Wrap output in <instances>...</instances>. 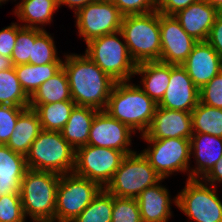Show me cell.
<instances>
[{
	"label": "cell",
	"mask_w": 222,
	"mask_h": 222,
	"mask_svg": "<svg viewBox=\"0 0 222 222\" xmlns=\"http://www.w3.org/2000/svg\"><path fill=\"white\" fill-rule=\"evenodd\" d=\"M20 194L0 197V222H25Z\"/></svg>",
	"instance_id": "obj_35"
},
{
	"label": "cell",
	"mask_w": 222,
	"mask_h": 222,
	"mask_svg": "<svg viewBox=\"0 0 222 222\" xmlns=\"http://www.w3.org/2000/svg\"><path fill=\"white\" fill-rule=\"evenodd\" d=\"M57 8V0H22L17 5L15 14L27 23L23 27L41 28L37 25L50 23Z\"/></svg>",
	"instance_id": "obj_26"
},
{
	"label": "cell",
	"mask_w": 222,
	"mask_h": 222,
	"mask_svg": "<svg viewBox=\"0 0 222 222\" xmlns=\"http://www.w3.org/2000/svg\"><path fill=\"white\" fill-rule=\"evenodd\" d=\"M219 13L206 0H198L174 16L187 34L197 41H207Z\"/></svg>",
	"instance_id": "obj_18"
},
{
	"label": "cell",
	"mask_w": 222,
	"mask_h": 222,
	"mask_svg": "<svg viewBox=\"0 0 222 222\" xmlns=\"http://www.w3.org/2000/svg\"><path fill=\"white\" fill-rule=\"evenodd\" d=\"M190 148V154L195 155L198 166L189 172L188 177L189 179L200 178L202 181L222 158V138L206 133H193L190 138Z\"/></svg>",
	"instance_id": "obj_19"
},
{
	"label": "cell",
	"mask_w": 222,
	"mask_h": 222,
	"mask_svg": "<svg viewBox=\"0 0 222 222\" xmlns=\"http://www.w3.org/2000/svg\"><path fill=\"white\" fill-rule=\"evenodd\" d=\"M4 1L6 2V1H8V0H0V5H1V2H4Z\"/></svg>",
	"instance_id": "obj_47"
},
{
	"label": "cell",
	"mask_w": 222,
	"mask_h": 222,
	"mask_svg": "<svg viewBox=\"0 0 222 222\" xmlns=\"http://www.w3.org/2000/svg\"><path fill=\"white\" fill-rule=\"evenodd\" d=\"M161 180L143 154L134 152L123 158L105 189L113 196L137 198L143 190Z\"/></svg>",
	"instance_id": "obj_7"
},
{
	"label": "cell",
	"mask_w": 222,
	"mask_h": 222,
	"mask_svg": "<svg viewBox=\"0 0 222 222\" xmlns=\"http://www.w3.org/2000/svg\"><path fill=\"white\" fill-rule=\"evenodd\" d=\"M157 106L141 86L122 81L115 82L105 111L132 131L136 129L144 135L151 125Z\"/></svg>",
	"instance_id": "obj_2"
},
{
	"label": "cell",
	"mask_w": 222,
	"mask_h": 222,
	"mask_svg": "<svg viewBox=\"0 0 222 222\" xmlns=\"http://www.w3.org/2000/svg\"><path fill=\"white\" fill-rule=\"evenodd\" d=\"M213 7H215L219 12H222V0H206Z\"/></svg>",
	"instance_id": "obj_45"
},
{
	"label": "cell",
	"mask_w": 222,
	"mask_h": 222,
	"mask_svg": "<svg viewBox=\"0 0 222 222\" xmlns=\"http://www.w3.org/2000/svg\"><path fill=\"white\" fill-rule=\"evenodd\" d=\"M120 31L136 64L160 61V13L157 10L123 16Z\"/></svg>",
	"instance_id": "obj_4"
},
{
	"label": "cell",
	"mask_w": 222,
	"mask_h": 222,
	"mask_svg": "<svg viewBox=\"0 0 222 222\" xmlns=\"http://www.w3.org/2000/svg\"><path fill=\"white\" fill-rule=\"evenodd\" d=\"M99 110L75 105L61 130L63 138L76 150L87 145L92 121Z\"/></svg>",
	"instance_id": "obj_24"
},
{
	"label": "cell",
	"mask_w": 222,
	"mask_h": 222,
	"mask_svg": "<svg viewBox=\"0 0 222 222\" xmlns=\"http://www.w3.org/2000/svg\"><path fill=\"white\" fill-rule=\"evenodd\" d=\"M60 176L49 171H25L20 185V198L25 217L29 215L33 222L55 221Z\"/></svg>",
	"instance_id": "obj_3"
},
{
	"label": "cell",
	"mask_w": 222,
	"mask_h": 222,
	"mask_svg": "<svg viewBox=\"0 0 222 222\" xmlns=\"http://www.w3.org/2000/svg\"><path fill=\"white\" fill-rule=\"evenodd\" d=\"M193 133H206L222 138V109L201 102L192 110Z\"/></svg>",
	"instance_id": "obj_29"
},
{
	"label": "cell",
	"mask_w": 222,
	"mask_h": 222,
	"mask_svg": "<svg viewBox=\"0 0 222 222\" xmlns=\"http://www.w3.org/2000/svg\"><path fill=\"white\" fill-rule=\"evenodd\" d=\"M215 190V186L209 188L200 179L188 178L174 203L196 222H222V202Z\"/></svg>",
	"instance_id": "obj_9"
},
{
	"label": "cell",
	"mask_w": 222,
	"mask_h": 222,
	"mask_svg": "<svg viewBox=\"0 0 222 222\" xmlns=\"http://www.w3.org/2000/svg\"><path fill=\"white\" fill-rule=\"evenodd\" d=\"M74 101H61L51 104L29 105L41 123L42 130L61 131L75 106Z\"/></svg>",
	"instance_id": "obj_28"
},
{
	"label": "cell",
	"mask_w": 222,
	"mask_h": 222,
	"mask_svg": "<svg viewBox=\"0 0 222 222\" xmlns=\"http://www.w3.org/2000/svg\"><path fill=\"white\" fill-rule=\"evenodd\" d=\"M76 150L63 138L61 131L42 130L25 156L28 169L59 175L71 173Z\"/></svg>",
	"instance_id": "obj_5"
},
{
	"label": "cell",
	"mask_w": 222,
	"mask_h": 222,
	"mask_svg": "<svg viewBox=\"0 0 222 222\" xmlns=\"http://www.w3.org/2000/svg\"><path fill=\"white\" fill-rule=\"evenodd\" d=\"M79 35L85 43L121 29L123 15L112 1L91 2L76 13Z\"/></svg>",
	"instance_id": "obj_12"
},
{
	"label": "cell",
	"mask_w": 222,
	"mask_h": 222,
	"mask_svg": "<svg viewBox=\"0 0 222 222\" xmlns=\"http://www.w3.org/2000/svg\"><path fill=\"white\" fill-rule=\"evenodd\" d=\"M35 42V28L18 25L16 44L14 46L11 59L14 66L29 64L32 45Z\"/></svg>",
	"instance_id": "obj_33"
},
{
	"label": "cell",
	"mask_w": 222,
	"mask_h": 222,
	"mask_svg": "<svg viewBox=\"0 0 222 222\" xmlns=\"http://www.w3.org/2000/svg\"><path fill=\"white\" fill-rule=\"evenodd\" d=\"M207 42L222 58V12L216 17L213 24Z\"/></svg>",
	"instance_id": "obj_41"
},
{
	"label": "cell",
	"mask_w": 222,
	"mask_h": 222,
	"mask_svg": "<svg viewBox=\"0 0 222 222\" xmlns=\"http://www.w3.org/2000/svg\"><path fill=\"white\" fill-rule=\"evenodd\" d=\"M42 131L41 123L37 113L26 108L19 116L7 146L14 152L26 156L31 144Z\"/></svg>",
	"instance_id": "obj_23"
},
{
	"label": "cell",
	"mask_w": 222,
	"mask_h": 222,
	"mask_svg": "<svg viewBox=\"0 0 222 222\" xmlns=\"http://www.w3.org/2000/svg\"><path fill=\"white\" fill-rule=\"evenodd\" d=\"M113 195L102 188L73 222H112Z\"/></svg>",
	"instance_id": "obj_31"
},
{
	"label": "cell",
	"mask_w": 222,
	"mask_h": 222,
	"mask_svg": "<svg viewBox=\"0 0 222 222\" xmlns=\"http://www.w3.org/2000/svg\"><path fill=\"white\" fill-rule=\"evenodd\" d=\"M25 156L0 144V197L20 194V185L27 170Z\"/></svg>",
	"instance_id": "obj_20"
},
{
	"label": "cell",
	"mask_w": 222,
	"mask_h": 222,
	"mask_svg": "<svg viewBox=\"0 0 222 222\" xmlns=\"http://www.w3.org/2000/svg\"><path fill=\"white\" fill-rule=\"evenodd\" d=\"M192 131L191 112L170 110L157 106L152 122L143 139L184 138L190 139Z\"/></svg>",
	"instance_id": "obj_16"
},
{
	"label": "cell",
	"mask_w": 222,
	"mask_h": 222,
	"mask_svg": "<svg viewBox=\"0 0 222 222\" xmlns=\"http://www.w3.org/2000/svg\"><path fill=\"white\" fill-rule=\"evenodd\" d=\"M103 1H110V0H91V2H103Z\"/></svg>",
	"instance_id": "obj_46"
},
{
	"label": "cell",
	"mask_w": 222,
	"mask_h": 222,
	"mask_svg": "<svg viewBox=\"0 0 222 222\" xmlns=\"http://www.w3.org/2000/svg\"><path fill=\"white\" fill-rule=\"evenodd\" d=\"M101 189L95 181L74 172L61 175L57 188L55 220L73 222Z\"/></svg>",
	"instance_id": "obj_8"
},
{
	"label": "cell",
	"mask_w": 222,
	"mask_h": 222,
	"mask_svg": "<svg viewBox=\"0 0 222 222\" xmlns=\"http://www.w3.org/2000/svg\"><path fill=\"white\" fill-rule=\"evenodd\" d=\"M18 33V23L3 28L0 31V54L11 57L14 46L16 44Z\"/></svg>",
	"instance_id": "obj_39"
},
{
	"label": "cell",
	"mask_w": 222,
	"mask_h": 222,
	"mask_svg": "<svg viewBox=\"0 0 222 222\" xmlns=\"http://www.w3.org/2000/svg\"><path fill=\"white\" fill-rule=\"evenodd\" d=\"M29 107L0 105V144L6 145L18 120V116Z\"/></svg>",
	"instance_id": "obj_36"
},
{
	"label": "cell",
	"mask_w": 222,
	"mask_h": 222,
	"mask_svg": "<svg viewBox=\"0 0 222 222\" xmlns=\"http://www.w3.org/2000/svg\"><path fill=\"white\" fill-rule=\"evenodd\" d=\"M86 44L85 54L116 82H130L131 76H135L137 64L129 54L121 31L94 38Z\"/></svg>",
	"instance_id": "obj_6"
},
{
	"label": "cell",
	"mask_w": 222,
	"mask_h": 222,
	"mask_svg": "<svg viewBox=\"0 0 222 222\" xmlns=\"http://www.w3.org/2000/svg\"><path fill=\"white\" fill-rule=\"evenodd\" d=\"M203 179L206 183L208 181L211 186H215L216 181L222 182V158L214 165L211 171Z\"/></svg>",
	"instance_id": "obj_42"
},
{
	"label": "cell",
	"mask_w": 222,
	"mask_h": 222,
	"mask_svg": "<svg viewBox=\"0 0 222 222\" xmlns=\"http://www.w3.org/2000/svg\"><path fill=\"white\" fill-rule=\"evenodd\" d=\"M125 15L146 14L157 10L158 0H111Z\"/></svg>",
	"instance_id": "obj_38"
},
{
	"label": "cell",
	"mask_w": 222,
	"mask_h": 222,
	"mask_svg": "<svg viewBox=\"0 0 222 222\" xmlns=\"http://www.w3.org/2000/svg\"><path fill=\"white\" fill-rule=\"evenodd\" d=\"M112 222H142L137 199L113 196Z\"/></svg>",
	"instance_id": "obj_34"
},
{
	"label": "cell",
	"mask_w": 222,
	"mask_h": 222,
	"mask_svg": "<svg viewBox=\"0 0 222 222\" xmlns=\"http://www.w3.org/2000/svg\"><path fill=\"white\" fill-rule=\"evenodd\" d=\"M61 101H73L64 68L40 85L30 97L29 105L51 104Z\"/></svg>",
	"instance_id": "obj_25"
},
{
	"label": "cell",
	"mask_w": 222,
	"mask_h": 222,
	"mask_svg": "<svg viewBox=\"0 0 222 222\" xmlns=\"http://www.w3.org/2000/svg\"><path fill=\"white\" fill-rule=\"evenodd\" d=\"M56 50L51 35H49L43 27L35 28V42L34 45H32L29 64L45 65L49 63H63L57 56Z\"/></svg>",
	"instance_id": "obj_32"
},
{
	"label": "cell",
	"mask_w": 222,
	"mask_h": 222,
	"mask_svg": "<svg viewBox=\"0 0 222 222\" xmlns=\"http://www.w3.org/2000/svg\"><path fill=\"white\" fill-rule=\"evenodd\" d=\"M63 68V63L45 65L22 64L14 66L17 78L26 94L31 97L40 85L56 75Z\"/></svg>",
	"instance_id": "obj_27"
},
{
	"label": "cell",
	"mask_w": 222,
	"mask_h": 222,
	"mask_svg": "<svg viewBox=\"0 0 222 222\" xmlns=\"http://www.w3.org/2000/svg\"><path fill=\"white\" fill-rule=\"evenodd\" d=\"M132 131L127 125L111 117L105 110H99L90 127L87 145L111 148L122 151L125 155L134 153L131 145Z\"/></svg>",
	"instance_id": "obj_13"
},
{
	"label": "cell",
	"mask_w": 222,
	"mask_h": 222,
	"mask_svg": "<svg viewBox=\"0 0 222 222\" xmlns=\"http://www.w3.org/2000/svg\"><path fill=\"white\" fill-rule=\"evenodd\" d=\"M135 74L143 75V91L157 104L169 86L171 64L161 61H147L137 64Z\"/></svg>",
	"instance_id": "obj_22"
},
{
	"label": "cell",
	"mask_w": 222,
	"mask_h": 222,
	"mask_svg": "<svg viewBox=\"0 0 222 222\" xmlns=\"http://www.w3.org/2000/svg\"><path fill=\"white\" fill-rule=\"evenodd\" d=\"M125 156L117 149L84 145L76 149L73 172L105 188Z\"/></svg>",
	"instance_id": "obj_10"
},
{
	"label": "cell",
	"mask_w": 222,
	"mask_h": 222,
	"mask_svg": "<svg viewBox=\"0 0 222 222\" xmlns=\"http://www.w3.org/2000/svg\"><path fill=\"white\" fill-rule=\"evenodd\" d=\"M181 66L200 90L222 71V58L207 41H198Z\"/></svg>",
	"instance_id": "obj_17"
},
{
	"label": "cell",
	"mask_w": 222,
	"mask_h": 222,
	"mask_svg": "<svg viewBox=\"0 0 222 222\" xmlns=\"http://www.w3.org/2000/svg\"><path fill=\"white\" fill-rule=\"evenodd\" d=\"M142 222H168L171 215V198L168 190L160 182L147 187L136 198Z\"/></svg>",
	"instance_id": "obj_21"
},
{
	"label": "cell",
	"mask_w": 222,
	"mask_h": 222,
	"mask_svg": "<svg viewBox=\"0 0 222 222\" xmlns=\"http://www.w3.org/2000/svg\"><path fill=\"white\" fill-rule=\"evenodd\" d=\"M169 86L158 106L192 112L199 102V89L192 82L187 71L181 65L171 64Z\"/></svg>",
	"instance_id": "obj_15"
},
{
	"label": "cell",
	"mask_w": 222,
	"mask_h": 222,
	"mask_svg": "<svg viewBox=\"0 0 222 222\" xmlns=\"http://www.w3.org/2000/svg\"><path fill=\"white\" fill-rule=\"evenodd\" d=\"M198 0H158L157 11L164 15H174Z\"/></svg>",
	"instance_id": "obj_40"
},
{
	"label": "cell",
	"mask_w": 222,
	"mask_h": 222,
	"mask_svg": "<svg viewBox=\"0 0 222 222\" xmlns=\"http://www.w3.org/2000/svg\"><path fill=\"white\" fill-rule=\"evenodd\" d=\"M30 97L21 87L14 68L0 71V105L29 107Z\"/></svg>",
	"instance_id": "obj_30"
},
{
	"label": "cell",
	"mask_w": 222,
	"mask_h": 222,
	"mask_svg": "<svg viewBox=\"0 0 222 222\" xmlns=\"http://www.w3.org/2000/svg\"><path fill=\"white\" fill-rule=\"evenodd\" d=\"M88 3H91V0H57L58 7L60 5H68L71 9L75 10L74 13H76L79 9L86 6Z\"/></svg>",
	"instance_id": "obj_43"
},
{
	"label": "cell",
	"mask_w": 222,
	"mask_h": 222,
	"mask_svg": "<svg viewBox=\"0 0 222 222\" xmlns=\"http://www.w3.org/2000/svg\"><path fill=\"white\" fill-rule=\"evenodd\" d=\"M153 146L143 150V156L164 180L174 171H188L191 157L190 139H144ZM189 165V166H188Z\"/></svg>",
	"instance_id": "obj_11"
},
{
	"label": "cell",
	"mask_w": 222,
	"mask_h": 222,
	"mask_svg": "<svg viewBox=\"0 0 222 222\" xmlns=\"http://www.w3.org/2000/svg\"><path fill=\"white\" fill-rule=\"evenodd\" d=\"M160 36V61L172 65H182L198 42L183 30L174 15L161 13Z\"/></svg>",
	"instance_id": "obj_14"
},
{
	"label": "cell",
	"mask_w": 222,
	"mask_h": 222,
	"mask_svg": "<svg viewBox=\"0 0 222 222\" xmlns=\"http://www.w3.org/2000/svg\"><path fill=\"white\" fill-rule=\"evenodd\" d=\"M10 68H14L11 57L0 54V71H4Z\"/></svg>",
	"instance_id": "obj_44"
},
{
	"label": "cell",
	"mask_w": 222,
	"mask_h": 222,
	"mask_svg": "<svg viewBox=\"0 0 222 222\" xmlns=\"http://www.w3.org/2000/svg\"><path fill=\"white\" fill-rule=\"evenodd\" d=\"M199 102L222 109V71L199 90Z\"/></svg>",
	"instance_id": "obj_37"
},
{
	"label": "cell",
	"mask_w": 222,
	"mask_h": 222,
	"mask_svg": "<svg viewBox=\"0 0 222 222\" xmlns=\"http://www.w3.org/2000/svg\"><path fill=\"white\" fill-rule=\"evenodd\" d=\"M72 100L78 106L105 110L115 80L103 72L86 54L65 55Z\"/></svg>",
	"instance_id": "obj_1"
}]
</instances>
